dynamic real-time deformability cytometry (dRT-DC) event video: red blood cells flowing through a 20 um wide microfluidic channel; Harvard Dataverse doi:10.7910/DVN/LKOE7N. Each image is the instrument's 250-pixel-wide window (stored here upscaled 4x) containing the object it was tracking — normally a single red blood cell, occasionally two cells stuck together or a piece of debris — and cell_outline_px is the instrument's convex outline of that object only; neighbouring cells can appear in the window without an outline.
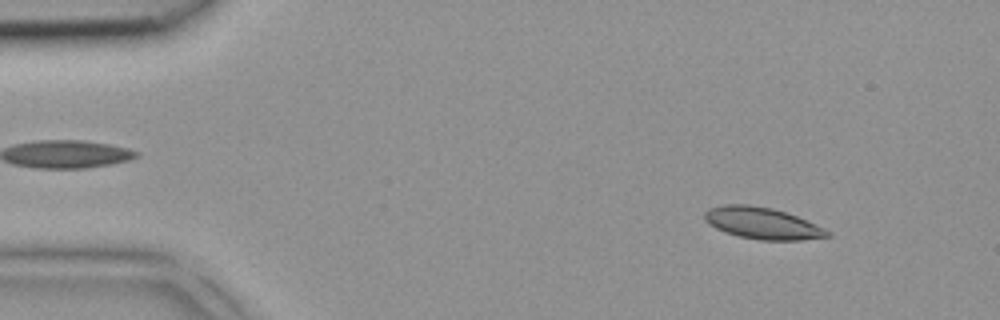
{"species": "common noctule bat (a hibernating species)", "species_latin": "Nyctalus noctula", "temperature_condition": "room temperature", "stored_images_in_passage": 3, "camera_frame_rate_fps": 3000, "um_per_image_px": 0.085, "animal": {"sex": "female", "body_mass_g": 18.4}, "frame": {"image": 1, "passage_image": 1, "time_ms": 0.0, "image_size_px": [1000, 320], "cell_outline_px": [[832, 236], [800, 240], [760, 240], [740, 236], [724, 232], [708, 224], [704, 220], [704, 212], [708, 208], [724, 204], [748, 204], [772, 208], [788, 212], [816, 224], [832, 232]], "centroid_in_image_um": [64.8, 18.96], "position_along_channel_um": 20.2, "area_um2": 22.89}}
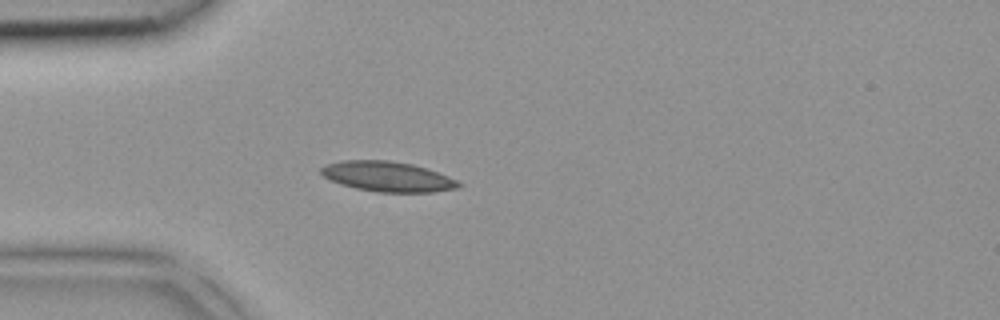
{"frame": {"image": 2, "passage_image": 3, "time_ms": 0.667, "image_size_px": [1000, 320], "cell_outline_px": [[464, 184], [456, 188], [432, 192], [376, 192], [356, 188], [340, 184], [324, 176], [320, 172], [320, 168], [328, 164], [340, 160], [388, 160], [412, 164], [448, 176]], "centroid_in_image_um": [32.93, 15.01], "position_along_channel_um": 52.1, "area_um2": 23.93}}